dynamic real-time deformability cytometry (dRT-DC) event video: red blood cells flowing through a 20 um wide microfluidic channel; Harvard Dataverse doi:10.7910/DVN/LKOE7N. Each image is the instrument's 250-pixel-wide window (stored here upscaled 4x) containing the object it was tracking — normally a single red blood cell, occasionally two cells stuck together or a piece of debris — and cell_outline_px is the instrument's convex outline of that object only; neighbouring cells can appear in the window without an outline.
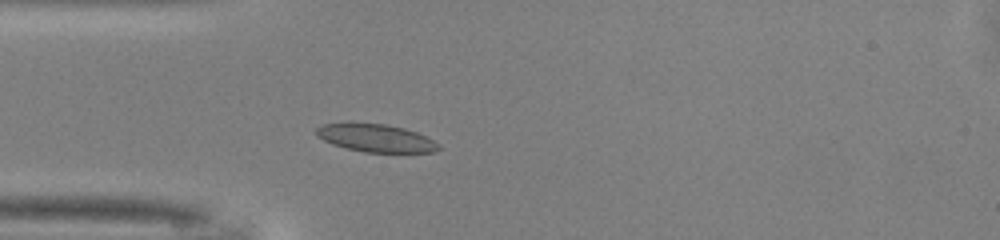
{"species": "common noctule bat (a hibernating species)", "species_latin": "Nyctalus noctula", "temperature_condition": "warm", "stored_images_in_passage": 37, "camera_frame_rate_fps": 3000, "um_per_image_px": 0.085, "animal": {"sex": "male", "body_mass_g": 13.0, "forearm_length_mm": 53.1}, "frame": {"image": 1, "passage_image": 1, "time_ms": 0.0, "image_size_px": [1000, 240], "cell_outline_px": [[440, 148], [436, 152], [364, 152], [332, 144], [316, 136], [316, 128], [324, 124], [348, 120], [352, 120], [384, 124], [404, 128], [428, 136], [440, 144]], "centroid_in_image_um": [31.92, 11.69], "position_along_channel_um": 53.1, "area_um2": 20.46}}
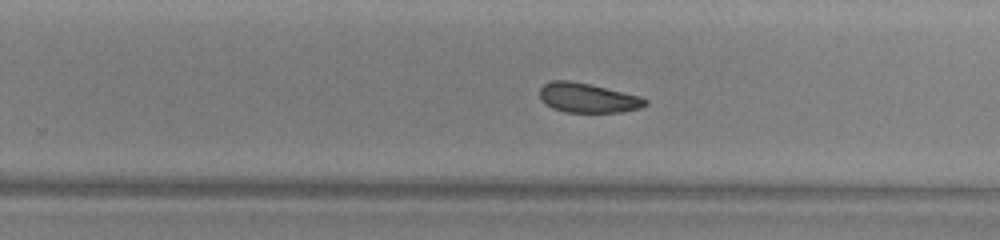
{"frame": {"image": 2, "passage_image": 18, "time_ms": 5.667, "image_size_px": [1000, 240], "cell_outline_px": [[648, 104], [640, 108], [620, 112], [564, 112], [552, 108], [544, 104], [540, 100], [540, 88], [544, 84], [552, 80], [568, 80], [592, 84], [640, 96], [648, 100]], "centroid_in_image_um": [49.94, 8.31], "position_along_channel_um": 279.9, "area_um2": 18.38}}
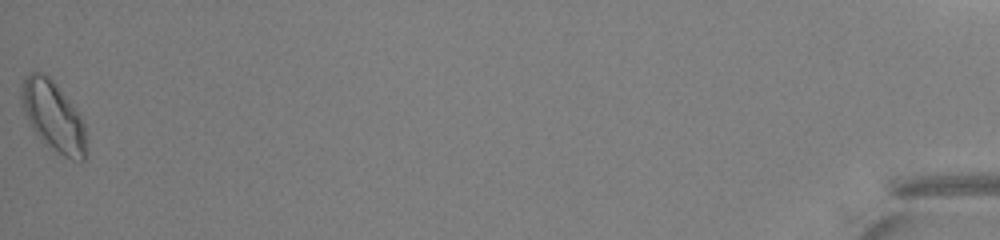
{"frame": {"image": 3, "passage_image": 37, "time_ms": 12.0, "image_size_px": [1000, 240], "cell_outline_px": [[88, 156], [80, 164], [64, 156], [44, 144], [36, 136], [20, 104], [20, 84], [28, 72], [40, 72], [48, 76], [56, 84], [76, 108], [84, 120], [88, 152]], "centroid_in_image_um": [4.55, 9.92], "position_along_channel_um": 430.6, "area_um2": 27.34}, "authors_computed_cell_mechanics": {"area_um2": 19.5942, "velocity_mm_per_s": 4.098, "shape_relaxation_time_tau1_ms": 5.5333, "shape_relaxation_time_tau2_ms": 3.0572, "deformation_change_tau1": 0.0872, "deformation_change_tau2": 0.0894}}